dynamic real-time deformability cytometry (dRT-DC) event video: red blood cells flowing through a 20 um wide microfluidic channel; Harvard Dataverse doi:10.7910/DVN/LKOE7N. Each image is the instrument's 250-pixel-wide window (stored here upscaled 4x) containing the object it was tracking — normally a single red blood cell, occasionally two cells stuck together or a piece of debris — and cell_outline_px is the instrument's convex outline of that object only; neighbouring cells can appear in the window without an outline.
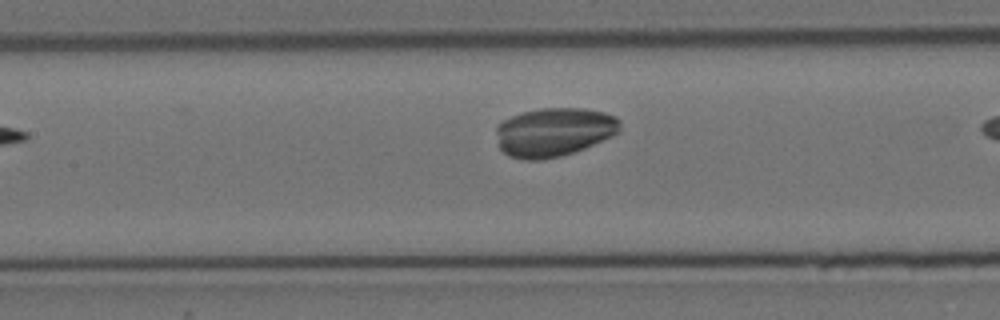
{"species": "Egyptian fruit bat (a non-hibernating species)", "species_latin": "Rousettus aegyptiacus", "temperature_condition": "cold", "stored_images_in_passage": 14, "camera_frame_rate_fps": 3000, "um_per_image_px": 0.085, "animal": {"sex": "female"}, "frame": {"image": 1, "passage_image": 5, "time_ms": 5.0, "image_size_px": [1000, 320], "cell_outline_px": [[620, 132], [612, 136], [576, 152], [544, 160], [524, 160], [508, 156], [500, 148], [496, 132], [496, 128], [504, 120], [512, 116], [524, 112], [540, 108], [584, 108], [604, 112], [616, 116], [620, 120]], "centroid_in_image_um": [47.11, 11.23], "position_along_channel_um": 160.3, "area_um2": 35.37}}
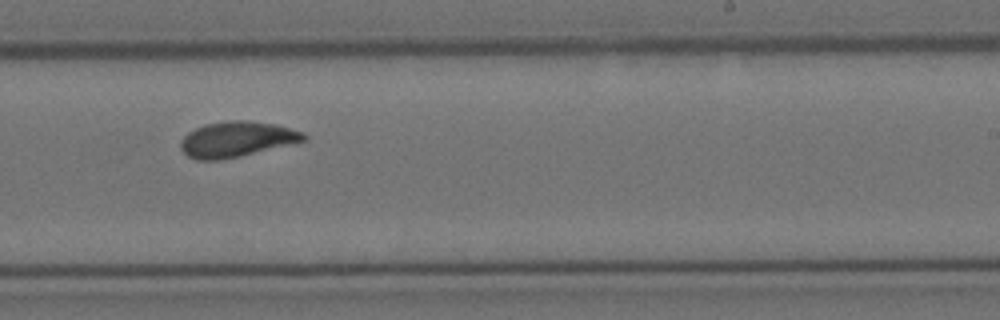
{"frame": {"image": 2, "passage_image": 8, "time_ms": 9.333, "image_size_px": [1000, 320], "cell_outline_px": [[308, 140], [240, 156], [220, 160], [196, 160], [188, 156], [180, 148], [180, 140], [188, 132], [204, 124], [232, 120], [248, 120], [276, 124], [304, 132], [308, 136]], "centroid_in_image_um": [20.13, 11.83], "position_along_channel_um": 268.9, "area_um2": 25.55}}
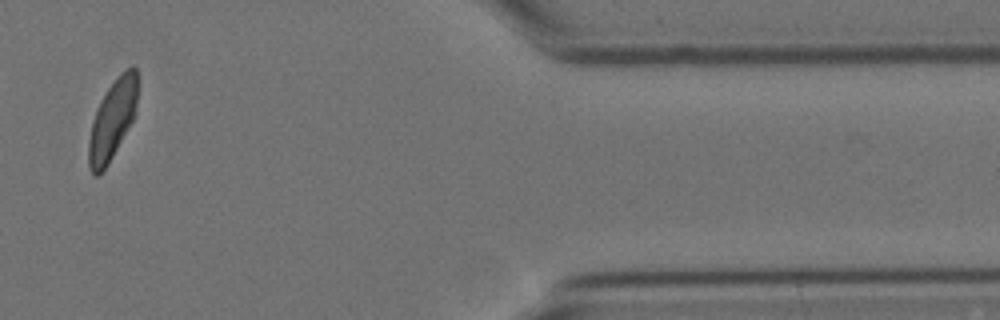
{"frame": {"image": 3, "passage_image": 12, "time_ms": 14.333, "image_size_px": [1000, 320], "cell_outline_px": [[136, 112], [132, 120], [108, 164], [96, 176], [88, 168], [88, 140], [92, 120], [96, 108], [100, 100], [108, 88], [120, 72], [132, 64], [136, 68]], "centroid_in_image_um": [9.52, 10.15], "position_along_channel_um": 401.9, "area_um2": 22.43}, "authors_computed_cell_mechanics": {"area_um2": 24.5361, "velocity_mm_per_s": 3.4663, "shape_relaxation_time_tau1_ms": null, "shape_relaxation_time_tau2_ms": 5.6883, "deformation_change_tau1": null, "deformation_change_tau2": 0.0656}}